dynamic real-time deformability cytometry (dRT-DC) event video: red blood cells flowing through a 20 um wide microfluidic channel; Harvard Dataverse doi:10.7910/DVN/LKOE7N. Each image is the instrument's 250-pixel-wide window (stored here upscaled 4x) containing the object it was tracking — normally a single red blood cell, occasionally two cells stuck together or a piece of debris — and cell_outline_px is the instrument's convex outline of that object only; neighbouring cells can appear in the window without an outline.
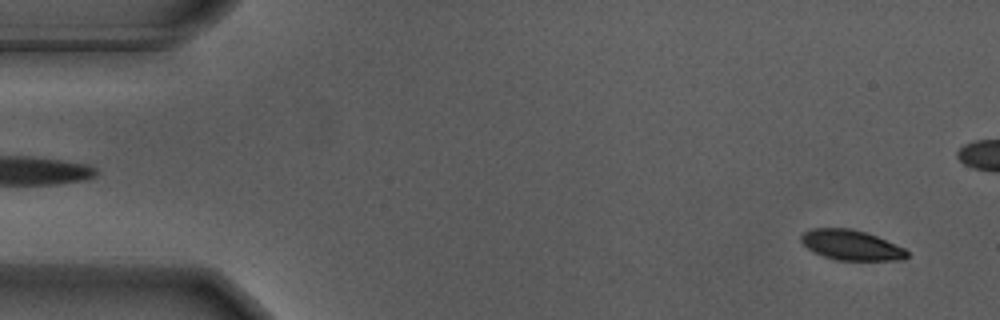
{"species": "Egyptian fruit bat (a non-hibernating species)", "species_latin": "Rousettus aegyptiacus", "temperature_condition": "warm", "stored_images_in_passage": 57, "camera_frame_rate_fps": 3000, "um_per_image_px": 0.085, "animal": {"sex": "male"}, "frame": {"image": 1, "passage_image": 3, "time_ms": 0.667, "image_size_px": [1000, 320], "cell_outline_px": [[908, 256], [904, 260], [836, 260], [824, 256], [808, 248], [800, 240], [800, 236], [804, 232], [812, 228], [852, 228], [876, 236], [904, 248], [908, 252]], "centroid_in_image_um": [72.35, 20.83], "position_along_channel_um": 12.6, "area_um2": 18.44}}
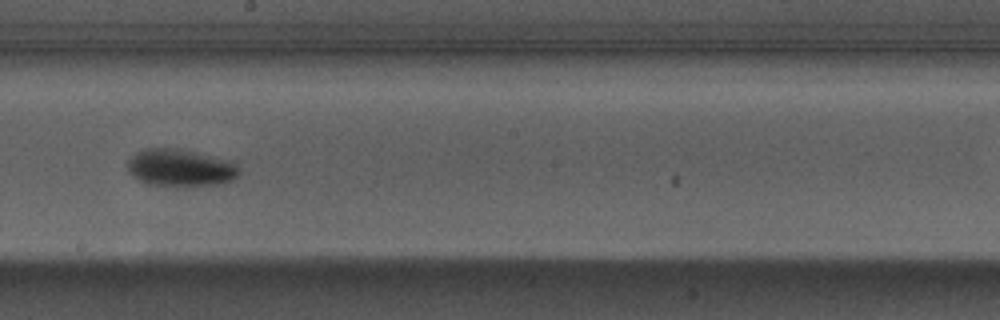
{"frame": {"image": 2, "passage_image": 31, "time_ms": 10.0, "image_size_px": [1000, 320], "cell_outline_px": [[240, 172], [232, 180], [220, 184], [176, 188], [148, 184], [132, 176], [128, 172], [128, 160], [136, 152], [144, 148], [180, 148], [224, 160], [232, 164]], "centroid_in_image_um": [15.25, 14.3], "position_along_channel_um": 233.0, "area_um2": 24.33}}
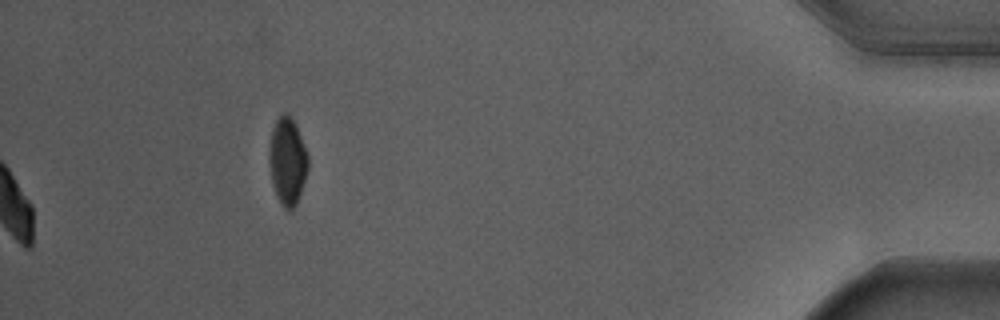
{"frame": {"image": 3, "passage_image": 57, "time_ms": 18.667, "image_size_px": [1000, 320], "cell_outline_px": [[308, 168], [296, 204], [288, 212], [280, 204], [272, 180], [272, 132], [276, 120], [284, 112], [288, 112], [296, 124], [308, 156]], "centroid_in_image_um": [24.49, 13.69], "position_along_channel_um": 410.7, "area_um2": 18.73}, "authors_computed_cell_mechanics": {"area_um2": 21.386, "velocity_mm_per_s": 3.6383, "shape_relaxation_time_tau1_ms": 1.8426, "shape_relaxation_time_tau2_ms": null, "deformation_change_tau1": 0.1375, "deformation_change_tau2": null}}